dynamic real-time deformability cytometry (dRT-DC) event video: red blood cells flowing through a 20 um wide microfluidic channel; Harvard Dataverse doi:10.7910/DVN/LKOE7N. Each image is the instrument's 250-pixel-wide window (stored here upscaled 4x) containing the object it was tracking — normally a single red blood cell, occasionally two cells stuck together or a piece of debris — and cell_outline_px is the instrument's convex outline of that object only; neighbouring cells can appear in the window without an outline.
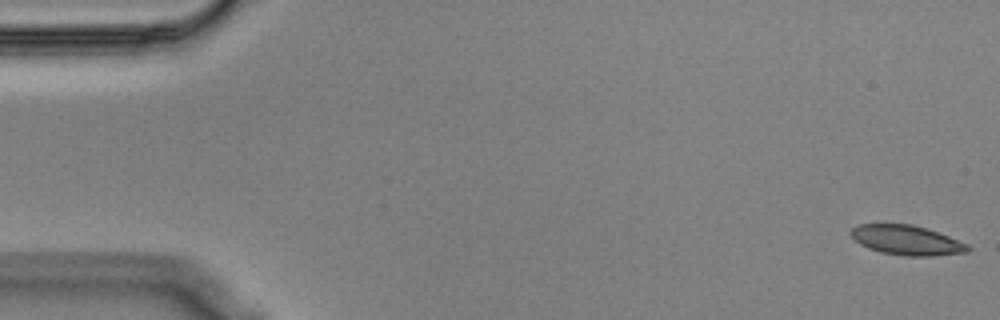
{"species": "Egyptian fruit bat (a non-hibernating species)", "species_latin": "Rousettus aegyptiacus", "temperature_condition": "cold", "stored_images_in_passage": 56, "camera_frame_rate_fps": 3000, "um_per_image_px": 0.085, "animal": {"sex": "male"}, "frame": {"image": 1, "passage_image": 1, "time_ms": 0.0, "image_size_px": [1000, 320], "cell_outline_px": [[972, 248], [968, 252], [932, 256], [904, 256], [884, 252], [868, 248], [860, 244], [848, 232], [856, 224], [912, 224], [948, 236], [968, 244]], "centroid_in_image_um": [77.07, 20.41], "position_along_channel_um": 7.9, "area_um2": 20.11}}
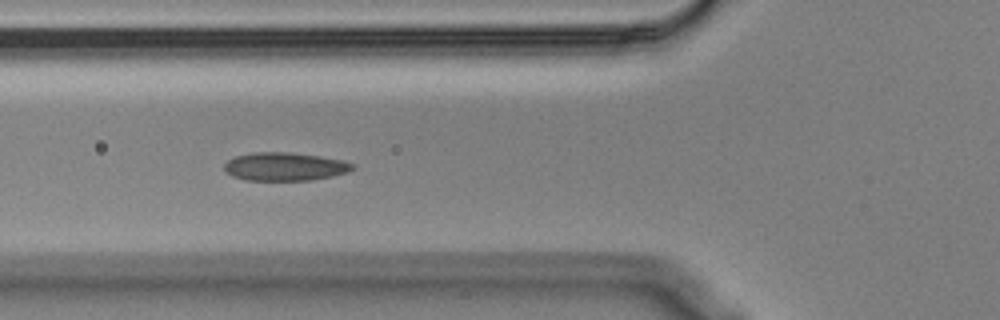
{"frame": {"image": 2, "passage_image": 20, "time_ms": 6.333, "image_size_px": [1000, 320], "cell_outline_px": [[356, 168], [348, 172], [332, 176], [312, 180], [248, 180], [232, 176], [224, 172], [224, 164], [228, 160], [236, 156], [252, 152], [288, 152], [320, 156], [344, 160], [356, 164]], "centroid_in_image_um": [24.24, 14.15], "position_along_channel_um": 101.6, "area_um2": 21.33}}
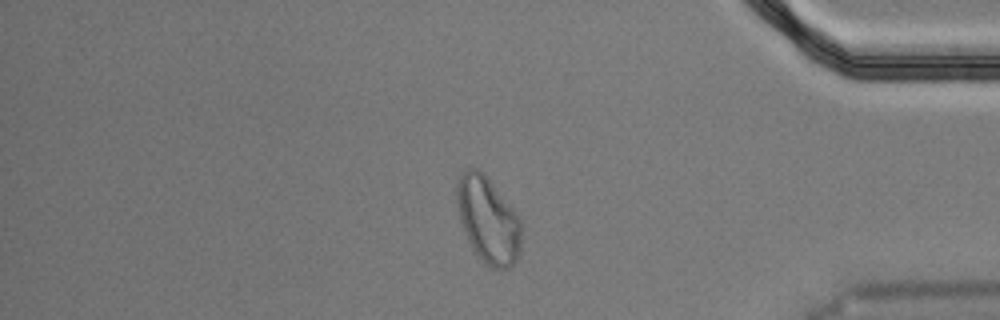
{"frame": {"image": 3, "passage_image": 47, "time_ms": 15.333, "image_size_px": [1000, 320], "cell_outline_px": [[520, 252], [516, 260], [508, 268], [492, 268], [484, 264], [468, 240], [460, 220], [456, 204], [456, 180], [460, 172], [468, 168], [476, 168], [484, 172], [512, 208], [520, 220]], "centroid_in_image_um": [41.44, 18.65], "position_along_channel_um": 393.8, "area_um2": 32.31}, "authors_computed_cell_mechanics": {"area_um2": 21.1259, "velocity_mm_per_s": 3.554, "shape_relaxation_time_tau1_ms": null, "shape_relaxation_time_tau2_ms": 2.761, "deformation_change_tau1": null, "deformation_change_tau2": 0.0699}}